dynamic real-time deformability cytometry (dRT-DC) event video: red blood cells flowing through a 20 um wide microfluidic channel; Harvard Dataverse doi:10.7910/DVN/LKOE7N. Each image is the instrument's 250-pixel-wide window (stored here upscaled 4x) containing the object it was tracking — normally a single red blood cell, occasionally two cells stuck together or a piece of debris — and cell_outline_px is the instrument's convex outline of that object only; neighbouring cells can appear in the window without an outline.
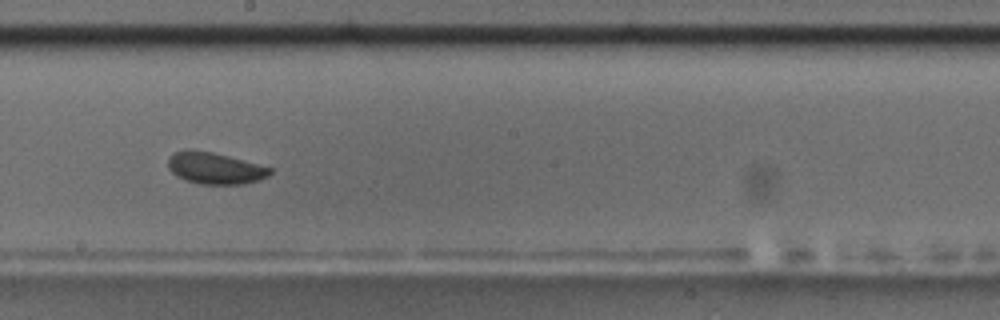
{"species": "common noctule bat (a hibernating species)", "species_latin": "Nyctalus noctula", "temperature_condition": "room temperature", "stored_images_in_passage": 17, "camera_frame_rate_fps": 3000, "um_per_image_px": 0.085, "animal": {"sex": "male", "body_mass_g": 17.5, "forearm_length_mm": 52.3}, "frame": {"image": 1, "passage_image": 10, "time_ms": 10.667, "image_size_px": [1000, 320], "cell_outline_px": [[272, 172], [268, 176], [260, 180], [244, 184], [200, 184], [184, 180], [176, 176], [168, 168], [168, 156], [172, 152], [184, 148], [188, 148], [212, 152], [228, 156], [272, 168]], "centroid_in_image_um": [18.21, 14.28], "position_along_channel_um": 230.0, "area_um2": 19.07}, "authors_computed_cell_mechanics": {"area_um2": 18.9006, "velocity_mm_per_s": 3.4878, "shape_relaxation_time_tau1_ms": 1.0102, "shape_relaxation_time_tau2_ms": null, "deformation_change_tau1": 0.0464, "deformation_change_tau2": null}}